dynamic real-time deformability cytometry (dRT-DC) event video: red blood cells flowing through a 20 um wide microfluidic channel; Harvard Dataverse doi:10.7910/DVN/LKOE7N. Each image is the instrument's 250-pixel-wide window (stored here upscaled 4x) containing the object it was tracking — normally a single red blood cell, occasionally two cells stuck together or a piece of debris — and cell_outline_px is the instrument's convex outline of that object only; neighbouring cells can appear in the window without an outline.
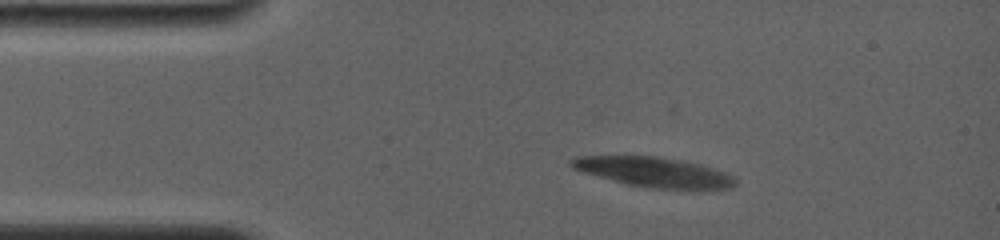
{"species": "common noctule bat (a hibernating species)", "species_latin": "Nyctalus noctula", "temperature_condition": "room temperature", "stored_images_in_passage": 3, "camera_frame_rate_fps": 4000, "um_per_image_px": 0.085, "animal": {"sex": "female", "body_mass_g": 19.0, "forearm_length_mm": 56.7}, "frame": {"image": 1, "passage_image": 3, "time_ms": 1.75, "image_size_px": [1000, 240], "cell_outline_px": [[736, 184], [732, 188], [652, 188], [628, 184], [584, 172], [572, 168], [568, 164], [568, 160], [576, 156], [656, 156], [684, 160], [716, 168], [736, 176]], "centroid_in_image_um": [55.61, 14.6], "position_along_channel_um": 29.4, "area_um2": 28.38}}